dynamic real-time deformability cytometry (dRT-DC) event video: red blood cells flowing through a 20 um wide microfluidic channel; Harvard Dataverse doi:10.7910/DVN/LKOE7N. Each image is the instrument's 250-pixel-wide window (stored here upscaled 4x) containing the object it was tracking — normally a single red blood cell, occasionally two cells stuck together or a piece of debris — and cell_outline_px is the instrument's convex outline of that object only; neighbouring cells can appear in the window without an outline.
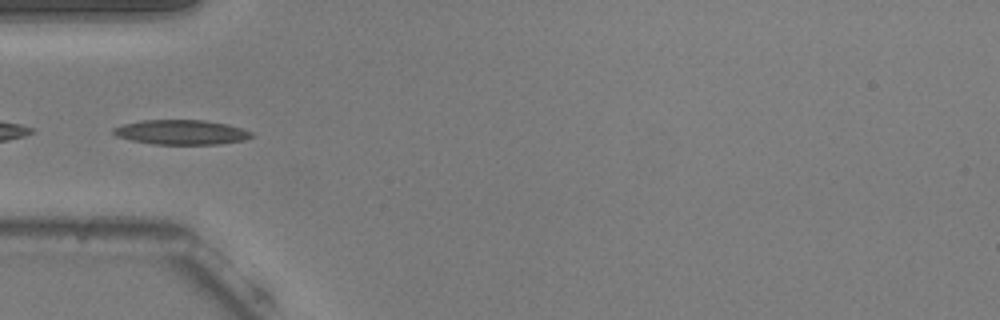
{"species": "common noctule bat (a hibernating species)", "species_latin": "Nyctalus noctula", "temperature_condition": "warm", "stored_images_in_passage": 24, "camera_frame_rate_fps": 3000, "um_per_image_px": 0.085, "animal": {"sex": "male", "body_mass_g": 20.5, "forearm_length_mm": 52.5}, "frame": {"image": 1, "passage_image": 1, "time_ms": 0.0, "image_size_px": [1000, 320], "cell_outline_px": [[256, 136], [244, 140], [220, 144], [156, 144], [132, 140], [116, 136], [112, 132], [112, 128], [124, 124], [140, 120], [204, 120], [228, 124], [252, 132]], "centroid_in_image_um": [15.43, 11.23], "position_along_channel_um": 69.6, "area_um2": 19.88}}
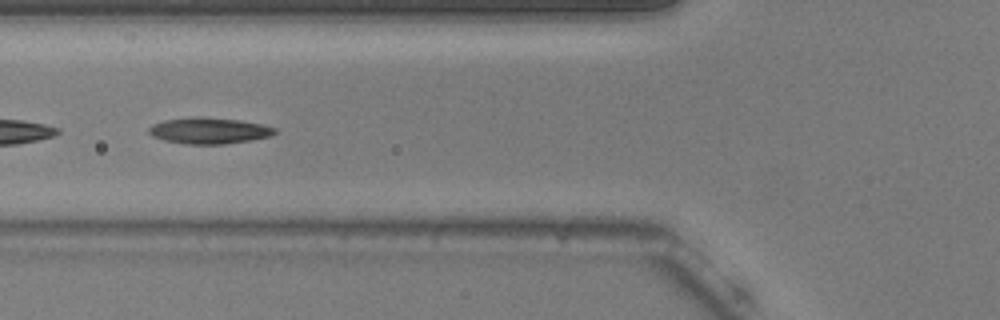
{"frame": {"image": 2, "passage_image": 4, "time_ms": 1.0, "image_size_px": [1000, 320], "cell_outline_px": [[276, 132], [272, 136], [252, 140], [224, 144], [184, 144], [164, 140], [152, 136], [148, 132], [148, 128], [152, 124], [164, 120], [196, 116], [200, 116], [240, 120], [260, 124], [276, 128]], "centroid_in_image_um": [17.75, 11.1], "position_along_channel_um": 108.0, "area_um2": 19.36}}